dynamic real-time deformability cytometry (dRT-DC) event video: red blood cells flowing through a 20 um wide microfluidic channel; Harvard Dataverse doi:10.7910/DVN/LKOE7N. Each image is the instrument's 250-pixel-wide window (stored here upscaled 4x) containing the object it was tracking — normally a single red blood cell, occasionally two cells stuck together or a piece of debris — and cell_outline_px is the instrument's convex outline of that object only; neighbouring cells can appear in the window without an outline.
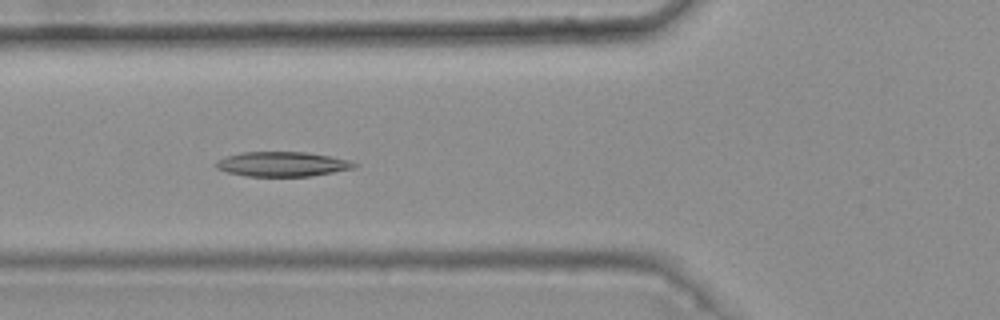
{"species": "common noctule bat (a hibernating species)", "species_latin": "Nyctalus noctula", "temperature_condition": "warm", "stored_images_in_passage": 7, "camera_frame_rate_fps": 3000, "um_per_image_px": 0.085, "animal": {"sex": "female", "body_mass_g": 25.1}, "frame": {"image": 1, "passage_image": 6, "time_ms": 1.667, "image_size_px": [1000, 320], "cell_outline_px": [[360, 164], [356, 168], [308, 176], [248, 176], [228, 172], [216, 168], [212, 164], [216, 160], [224, 156], [240, 152], [308, 152], [348, 160]], "centroid_in_image_um": [23.95, 13.94], "position_along_channel_um": 101.9, "area_um2": 20.0}}
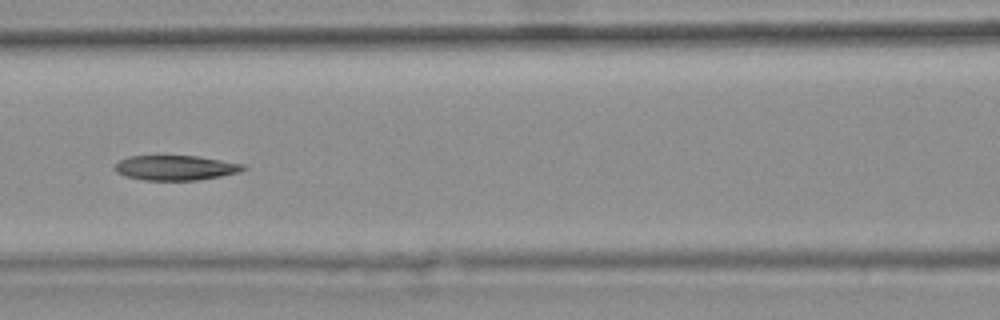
{"frame": {"image": 2, "passage_image": 7, "time_ms": 2.0, "image_size_px": [1000, 320], "cell_outline_px": [[248, 168], [240, 172], [220, 176], [196, 180], [144, 180], [124, 176], [116, 172], [112, 168], [120, 160], [128, 156], [196, 156], [244, 164]], "centroid_in_image_um": [14.9, 14.26], "position_along_channel_um": 151.7, "area_um2": 18.61}}